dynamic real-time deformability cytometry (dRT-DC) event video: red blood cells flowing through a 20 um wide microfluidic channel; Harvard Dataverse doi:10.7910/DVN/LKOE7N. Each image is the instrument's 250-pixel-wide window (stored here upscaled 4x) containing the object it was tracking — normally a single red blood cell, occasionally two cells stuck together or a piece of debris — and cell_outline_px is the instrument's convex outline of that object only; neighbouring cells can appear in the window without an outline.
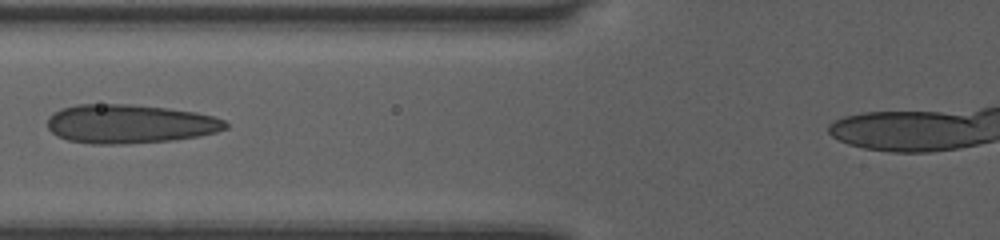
{"species": "human", "species_latin": "Homo sapiens", "temperature_condition": "room temperature", "stored_images_in_passage": 16, "camera_frame_rate_fps": 3000, "um_per_image_px": 0.085, "donor": {"sex": "female"}, "frame": {"image": 1, "passage_image": 3, "time_ms": 0.667, "image_size_px": [1000, 240], "cell_outline_px": [[228, 128], [216, 132], [196, 136], [172, 140], [124, 144], [92, 144], [68, 140], [56, 136], [48, 128], [48, 116], [64, 108], [76, 104], [132, 104], [168, 108], [196, 112], [212, 116], [224, 120], [228, 124]], "centroid_in_image_um": [11.02, 10.53], "position_along_channel_um": 114.8, "area_um2": 40.34}}
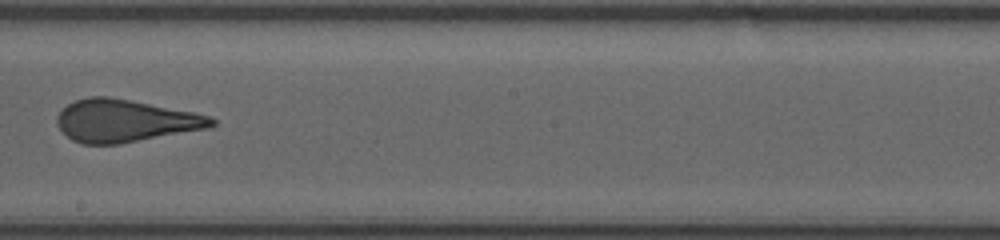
{"frame": {"image": 2, "passage_image": 9, "time_ms": 2.667, "image_size_px": [1000, 240], "cell_outline_px": [[216, 124], [208, 128], [120, 144], [80, 144], [72, 140], [56, 124], [56, 116], [68, 104], [76, 100], [88, 96], [108, 96], [192, 112], [208, 116], [216, 120]], "centroid_in_image_um": [10.6, 10.27], "position_along_channel_um": 237.6, "area_um2": 37.92}}
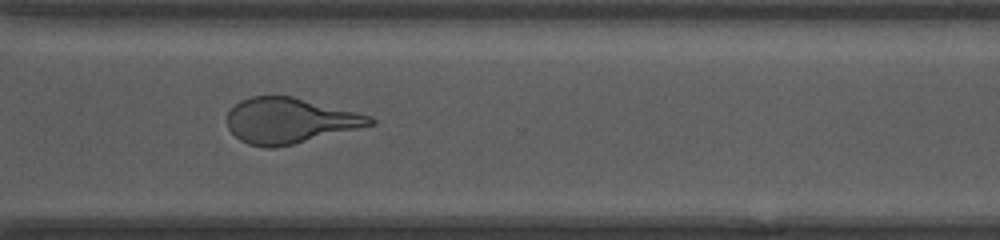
{"frame": {"image": 3, "passage_image": 12, "time_ms": 3.667, "image_size_px": [1000, 240], "cell_outline_px": [[376, 124], [292, 144], [272, 148], [264, 148], [248, 144], [240, 140], [228, 128], [228, 112], [240, 100], [252, 96], [292, 96], [372, 116], [376, 120]], "centroid_in_image_um": [24.62, 10.25], "position_along_channel_um": 346.0, "area_um2": 37.57}}